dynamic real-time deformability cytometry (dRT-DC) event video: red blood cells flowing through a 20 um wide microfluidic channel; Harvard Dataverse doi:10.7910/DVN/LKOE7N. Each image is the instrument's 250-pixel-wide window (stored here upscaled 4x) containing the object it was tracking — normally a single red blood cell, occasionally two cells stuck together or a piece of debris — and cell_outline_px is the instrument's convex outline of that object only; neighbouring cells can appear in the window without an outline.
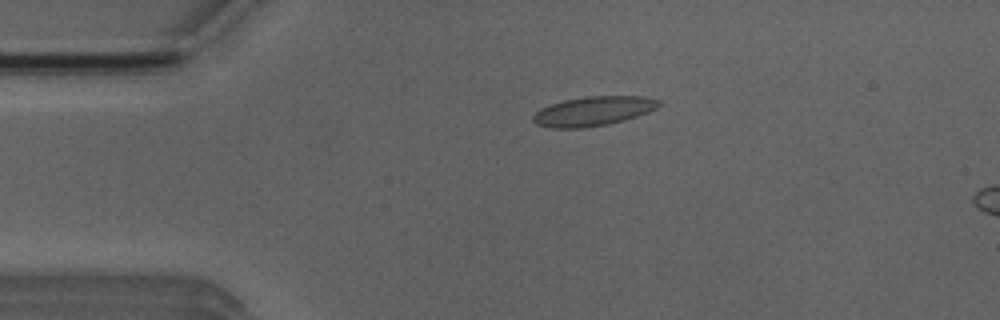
{"species": "Egyptian fruit bat (a non-hibernating species)", "species_latin": "Rousettus aegyptiacus", "temperature_condition": "room temperature", "stored_images_in_passage": 5, "camera_frame_rate_fps": 3000, "um_per_image_px": 0.085, "animal": {"sex": "male"}, "frame": {"image": 1, "passage_image": 3, "time_ms": 2.333, "image_size_px": [1000, 320], "cell_outline_px": [[660, 104], [656, 108], [648, 112], [636, 116], [608, 124], [584, 128], [552, 128], [536, 124], [532, 120], [532, 116], [540, 108], [564, 100], [588, 96], [644, 96], [660, 100]], "centroid_in_image_um": [50.41, 9.44], "position_along_channel_um": 34.6, "area_um2": 21.44}}